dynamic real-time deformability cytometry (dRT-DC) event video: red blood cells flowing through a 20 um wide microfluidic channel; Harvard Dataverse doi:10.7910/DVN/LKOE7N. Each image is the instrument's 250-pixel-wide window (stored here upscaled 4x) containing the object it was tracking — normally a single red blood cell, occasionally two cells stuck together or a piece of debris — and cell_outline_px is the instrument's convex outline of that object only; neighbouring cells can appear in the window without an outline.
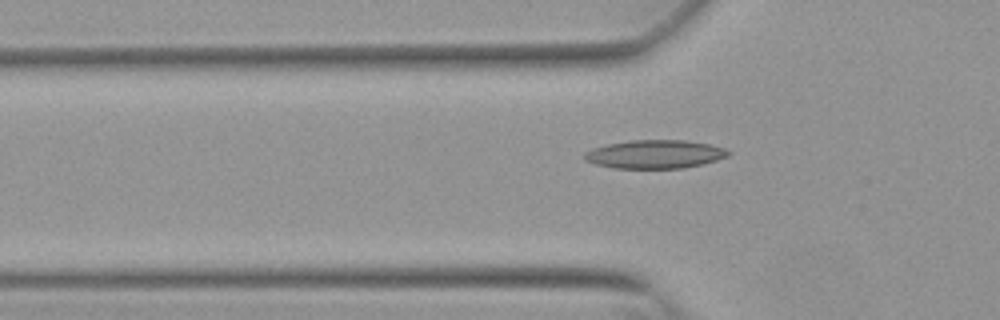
{"species": "Egyptian fruit bat (a non-hibernating species)", "species_latin": "Rousettus aegyptiacus", "temperature_condition": "warm", "stored_images_in_passage": 48, "camera_frame_rate_fps": 3000, "um_per_image_px": 0.085, "animal": {"sex": "female"}, "frame": {"image": 1, "passage_image": 18, "time_ms": 5.667, "image_size_px": [1000, 320], "cell_outline_px": [[732, 152], [728, 156], [704, 164], [684, 168], [612, 168], [596, 164], [584, 160], [584, 152], [592, 148], [608, 144], [628, 140], [684, 140], [708, 144], [724, 148]], "centroid_in_image_um": [55.66, 13.11], "position_along_channel_um": 70.1, "area_um2": 23.93}}
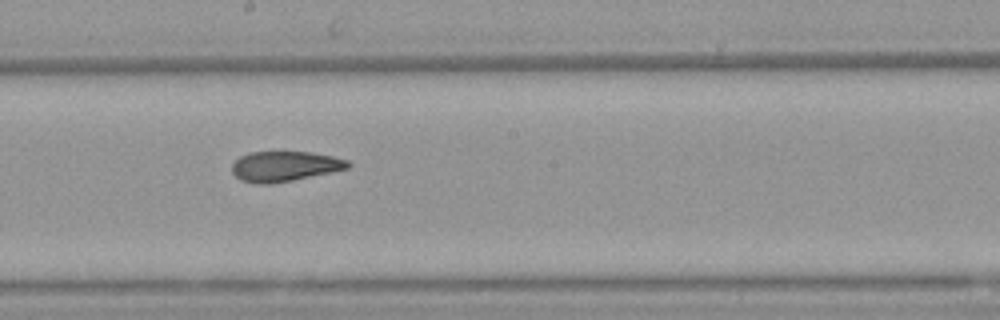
{"frame": {"image": 2, "passage_image": 30, "time_ms": 9.667, "image_size_px": [1000, 320], "cell_outline_px": [[352, 164], [348, 168], [332, 172], [272, 184], [256, 184], [240, 180], [232, 172], [232, 164], [240, 156], [248, 152], [312, 152], [332, 156], [348, 160]], "centroid_in_image_um": [24.19, 14.14], "position_along_channel_um": 224.0, "area_um2": 20.46}}
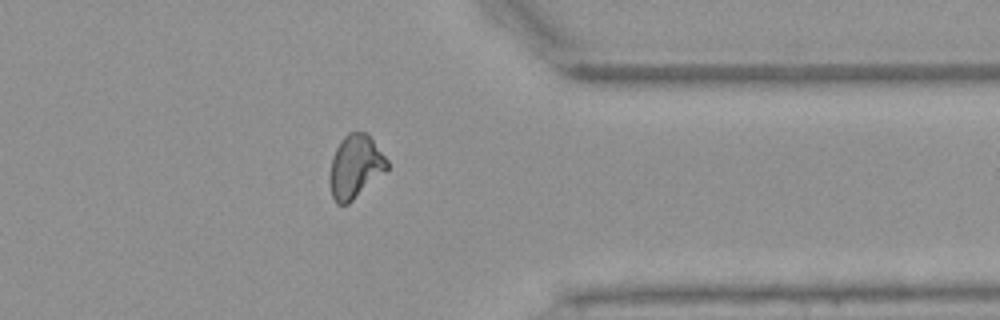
{"frame": {"image": 3, "passage_image": 43, "time_ms": 14.0, "image_size_px": [1000, 320], "cell_outline_px": [[388, 168], [348, 204], [336, 204], [332, 196], [328, 180], [328, 176], [332, 156], [336, 148], [344, 136], [348, 132], [364, 132], [372, 140], [388, 160]], "centroid_in_image_um": [30.15, 14.17], "position_along_channel_um": 381.3, "area_um2": 20.92}, "authors_computed_cell_mechanics": {"area_um2": 21.3282, "velocity_mm_per_s": 3.8403, "shape_relaxation_time_tau1_ms": null, "shape_relaxation_time_tau2_ms": 2.4752, "deformation_change_tau1": null, "deformation_change_tau2": 0.1014}}